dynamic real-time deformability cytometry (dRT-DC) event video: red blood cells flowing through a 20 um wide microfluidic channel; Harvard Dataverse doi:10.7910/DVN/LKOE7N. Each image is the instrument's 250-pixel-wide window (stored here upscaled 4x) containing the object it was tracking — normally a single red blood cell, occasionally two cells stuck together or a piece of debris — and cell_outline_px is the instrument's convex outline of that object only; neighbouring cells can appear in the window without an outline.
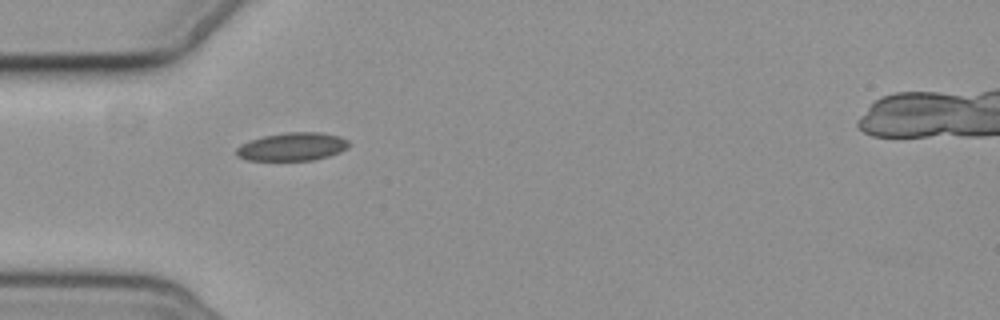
{"species": "common noctule bat (a hibernating species)", "species_latin": "Nyctalus noctula", "temperature_condition": "cold", "stored_images_in_passage": 2, "camera_frame_rate_fps": 3000, "um_per_image_px": 0.085, "animal": {"sex": "female", "body_mass_g": 19.3, "forearm_length_mm": 54.1}, "frame": {"image": 1, "passage_image": 1, "time_ms": 0.0, "image_size_px": [1000, 320], "cell_outline_px": [[348, 148], [340, 152], [328, 156], [312, 160], [244, 160], [236, 156], [236, 148], [240, 144], [248, 140], [264, 136], [288, 132], [320, 132], [340, 136], [348, 140]], "centroid_in_image_um": [24.81, 12.47], "position_along_channel_um": 60.2, "area_um2": 18.55}}
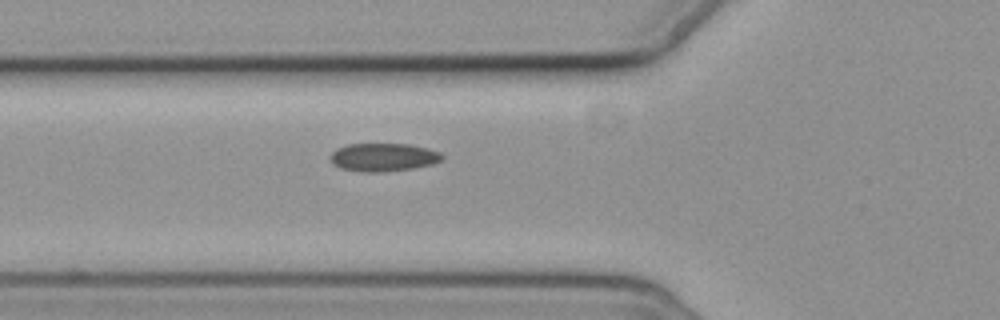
{"frame": {"image": 2, "passage_image": 2, "time_ms": 1.0, "image_size_px": [1000, 320], "cell_outline_px": [[444, 156], [440, 160], [432, 164], [412, 168], [384, 172], [364, 172], [340, 168], [332, 164], [332, 152], [336, 148], [348, 144], [408, 144], [428, 148], [440, 152]], "centroid_in_image_um": [32.58, 13.36], "position_along_channel_um": 93.2, "area_um2": 18.26}}